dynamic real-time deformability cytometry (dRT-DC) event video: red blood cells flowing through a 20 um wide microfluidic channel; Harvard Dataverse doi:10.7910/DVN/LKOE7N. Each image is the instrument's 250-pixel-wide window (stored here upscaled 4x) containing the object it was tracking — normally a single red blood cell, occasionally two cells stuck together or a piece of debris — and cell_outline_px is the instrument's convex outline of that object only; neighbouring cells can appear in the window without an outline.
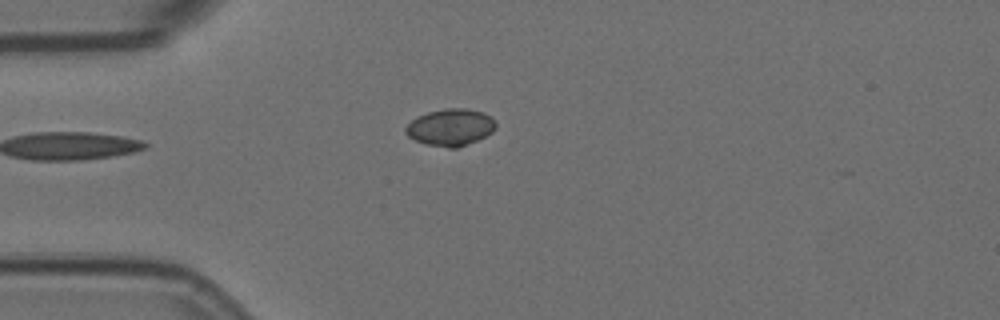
{"species": "Egyptian fruit bat (a non-hibernating species)", "species_latin": "Rousettus aegyptiacus", "temperature_condition": "room temperature", "stored_images_in_passage": 9, "camera_frame_rate_fps": 3000, "um_per_image_px": 0.085, "animal": {"sex": "female"}, "frame": {"image": 1, "passage_image": 3, "time_ms": 0.667, "image_size_px": [1000, 320], "cell_outline_px": [[496, 128], [492, 132], [476, 140], [456, 148], [448, 148], [428, 144], [416, 140], [408, 136], [404, 132], [404, 128], [416, 116], [428, 112], [444, 108], [468, 108], [484, 112], [496, 124]], "centroid_in_image_um": [38.26, 10.8], "position_along_channel_um": 46.7, "area_um2": 19.25}}
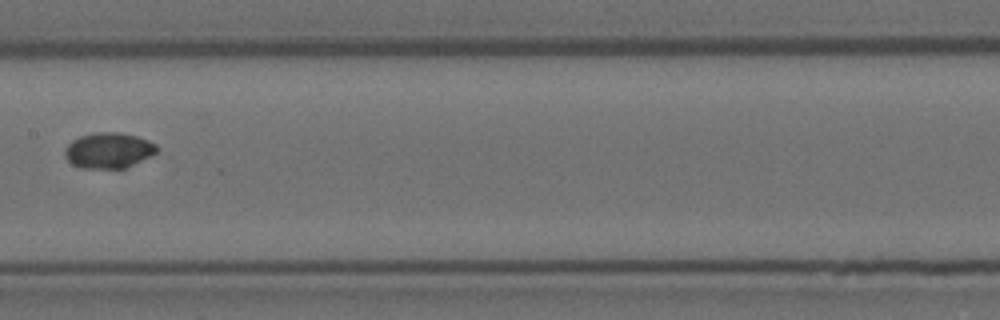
{"frame": {"image": 2, "passage_image": 7, "time_ms": 2.0, "image_size_px": [1000, 320], "cell_outline_px": [[160, 148], [156, 152], [124, 168], [80, 168], [72, 164], [64, 156], [64, 148], [72, 140], [80, 136], [92, 132], [120, 132], [136, 136], [148, 140], [156, 144]], "centroid_in_image_um": [9.19, 12.77], "position_along_channel_um": 198.2, "area_um2": 19.07}}
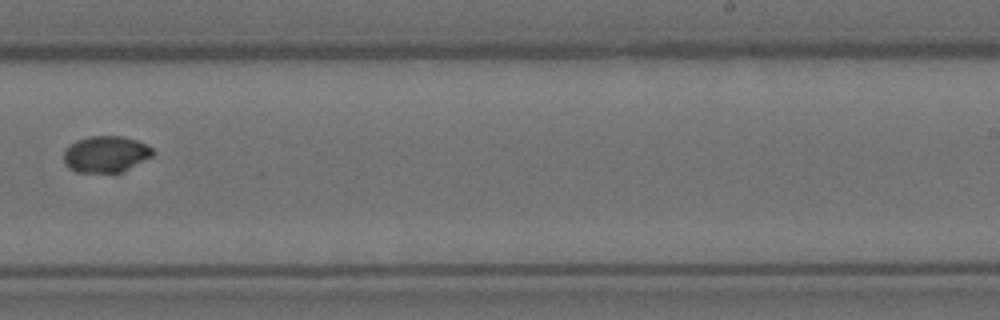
{"frame": {"image": 3, "passage_image": 9, "time_ms": 2.667, "image_size_px": [1000, 320], "cell_outline_px": [[156, 152], [152, 156], [124, 172], [116, 176], [112, 176], [76, 172], [68, 168], [64, 164], [64, 152], [76, 140], [88, 136], [120, 136], [136, 140], [152, 148]], "centroid_in_image_um": [9.0, 13.17], "position_along_channel_um": 280.0, "area_um2": 19.65}}